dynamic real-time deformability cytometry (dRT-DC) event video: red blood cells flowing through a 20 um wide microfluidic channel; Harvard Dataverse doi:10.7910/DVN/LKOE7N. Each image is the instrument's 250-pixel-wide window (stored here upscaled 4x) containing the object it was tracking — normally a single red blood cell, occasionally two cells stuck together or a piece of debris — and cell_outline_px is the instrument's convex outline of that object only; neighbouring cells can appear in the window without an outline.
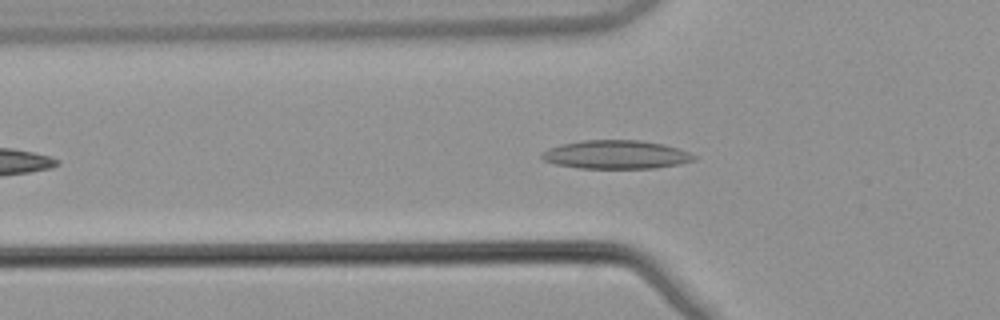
{"species": "common noctule bat (a hibernating species)", "species_latin": "Nyctalus noctula", "temperature_condition": "warm", "stored_images_in_passage": 41, "camera_frame_rate_fps": 3000, "um_per_image_px": 0.085, "animal": {"sex": "male", "body_mass_g": 21.5, "forearm_length_mm": 52.0}, "frame": {"image": 1, "passage_image": 9, "time_ms": 2.667, "image_size_px": [1000, 320], "cell_outline_px": [[696, 160], [680, 164], [656, 168], [580, 168], [556, 164], [544, 160], [540, 156], [540, 152], [548, 148], [560, 144], [584, 140], [640, 140], [664, 144], [688, 152], [696, 156]], "centroid_in_image_um": [52.35, 13.14], "position_along_channel_um": 73.5, "area_um2": 25.37}}
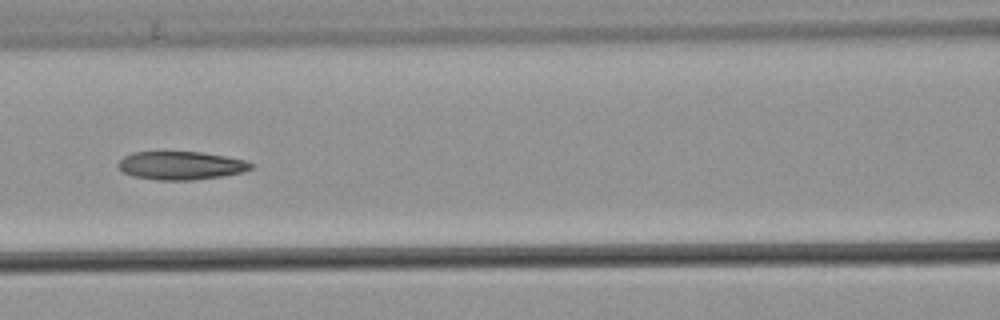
{"frame": {"image": 2, "passage_image": 15, "time_ms": 4.667, "image_size_px": [1000, 320], "cell_outline_px": [[256, 168], [244, 172], [224, 176], [192, 180], [156, 180], [132, 176], [124, 172], [116, 164], [124, 156], [132, 152], [200, 152], [224, 156], [244, 160], [256, 164]], "centroid_in_image_um": [15.43, 14.07], "position_along_channel_um": 151.2, "area_um2": 22.08}}
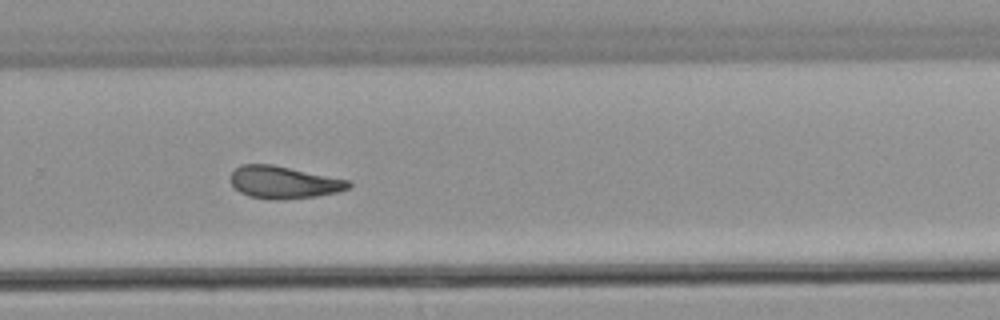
{"frame": {"image": 3, "passage_image": 27, "time_ms": 8.667, "image_size_px": [1000, 320], "cell_outline_px": [[352, 184], [348, 188], [340, 192], [316, 196], [280, 200], [276, 200], [248, 196], [240, 192], [232, 184], [232, 172], [240, 164], [272, 164], [348, 180]], "centroid_in_image_um": [24.13, 15.5], "position_along_channel_um": 305.7, "area_um2": 22.08}, "authors_computed_cell_mechanics": {"area_um2": 22.3686, "velocity_mm_per_s": 3.8719, "shape_relaxation_time_tau1_ms": null, "shape_relaxation_time_tau2_ms": 4.9403, "deformation_change_tau1": null, "deformation_change_tau2": 0.1334}}